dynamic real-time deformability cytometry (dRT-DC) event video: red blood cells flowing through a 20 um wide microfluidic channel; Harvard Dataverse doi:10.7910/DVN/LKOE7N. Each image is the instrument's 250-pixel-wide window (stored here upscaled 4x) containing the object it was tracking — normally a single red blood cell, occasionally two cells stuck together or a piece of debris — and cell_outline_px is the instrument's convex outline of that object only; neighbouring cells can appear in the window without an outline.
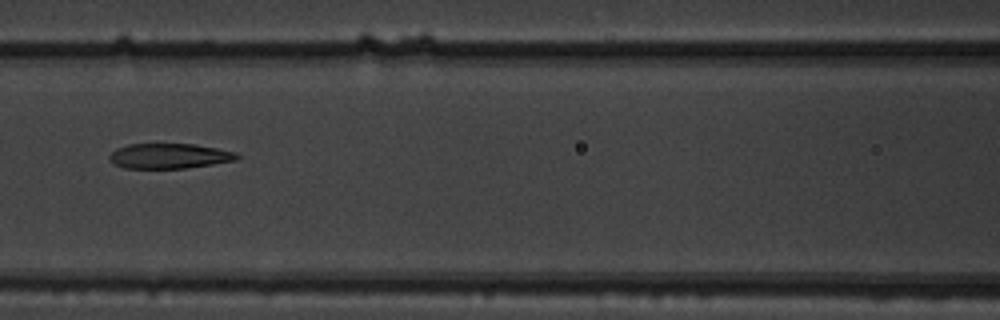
{"species": "common noctule bat (a hibernating species)", "species_latin": "Nyctalus noctula", "temperature_condition": "warm", "stored_images_in_passage": 6, "camera_frame_rate_fps": 3000, "um_per_image_px": 0.085, "animal": {"sex": "male", "body_mass_g": 19.5, "forearm_length_mm": 54.6}, "frame": {"image": 1, "passage_image": 6, "time_ms": 1.667, "image_size_px": [1000, 320], "cell_outline_px": [[240, 156], [236, 160], [212, 164], [184, 168], [124, 168], [108, 160], [108, 156], [116, 148], [128, 144], [196, 144], [236, 152]], "centroid_in_image_um": [14.37, 13.25], "position_along_channel_um": 152.2, "area_um2": 18.61}}